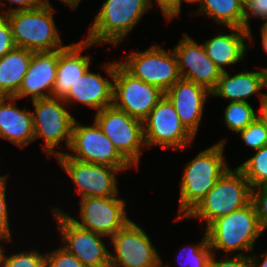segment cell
Segmentation results:
<instances>
[{"label": "cell", "instance_id": "1", "mask_svg": "<svg viewBox=\"0 0 267 267\" xmlns=\"http://www.w3.org/2000/svg\"><path fill=\"white\" fill-rule=\"evenodd\" d=\"M225 143L226 138L221 139L186 163L180 181L179 217L174 221L184 219L230 168L223 154Z\"/></svg>", "mask_w": 267, "mask_h": 267}, {"label": "cell", "instance_id": "2", "mask_svg": "<svg viewBox=\"0 0 267 267\" xmlns=\"http://www.w3.org/2000/svg\"><path fill=\"white\" fill-rule=\"evenodd\" d=\"M205 229L213 254H216V250H222L226 255L237 250L254 252V242L264 232L252 201L241 209L215 219Z\"/></svg>", "mask_w": 267, "mask_h": 267}, {"label": "cell", "instance_id": "3", "mask_svg": "<svg viewBox=\"0 0 267 267\" xmlns=\"http://www.w3.org/2000/svg\"><path fill=\"white\" fill-rule=\"evenodd\" d=\"M252 201V188L243 172L231 167L219 178L215 186L184 217L198 218L206 227L215 219L241 209Z\"/></svg>", "mask_w": 267, "mask_h": 267}, {"label": "cell", "instance_id": "4", "mask_svg": "<svg viewBox=\"0 0 267 267\" xmlns=\"http://www.w3.org/2000/svg\"><path fill=\"white\" fill-rule=\"evenodd\" d=\"M149 0H106L88 31V42L118 45L150 10Z\"/></svg>", "mask_w": 267, "mask_h": 267}, {"label": "cell", "instance_id": "5", "mask_svg": "<svg viewBox=\"0 0 267 267\" xmlns=\"http://www.w3.org/2000/svg\"><path fill=\"white\" fill-rule=\"evenodd\" d=\"M53 8L39 6L6 14L16 47L32 52H51L65 48L53 18Z\"/></svg>", "mask_w": 267, "mask_h": 267}, {"label": "cell", "instance_id": "6", "mask_svg": "<svg viewBox=\"0 0 267 267\" xmlns=\"http://www.w3.org/2000/svg\"><path fill=\"white\" fill-rule=\"evenodd\" d=\"M34 106L32 112L34 140L44 139V152L48 157L61 155L57 150L61 142L69 149L72 139V127L75 118L66 110L67 104L63 99L48 97L31 100Z\"/></svg>", "mask_w": 267, "mask_h": 267}, {"label": "cell", "instance_id": "7", "mask_svg": "<svg viewBox=\"0 0 267 267\" xmlns=\"http://www.w3.org/2000/svg\"><path fill=\"white\" fill-rule=\"evenodd\" d=\"M94 121L117 150L135 167H139L140 152L145 148L143 121L110 105L95 113ZM142 147V148H141Z\"/></svg>", "mask_w": 267, "mask_h": 267}, {"label": "cell", "instance_id": "8", "mask_svg": "<svg viewBox=\"0 0 267 267\" xmlns=\"http://www.w3.org/2000/svg\"><path fill=\"white\" fill-rule=\"evenodd\" d=\"M68 150L72 153L66 152V154L75 160L118 169L133 168V165L117 150L95 121L92 125L85 126L75 119Z\"/></svg>", "mask_w": 267, "mask_h": 267}, {"label": "cell", "instance_id": "9", "mask_svg": "<svg viewBox=\"0 0 267 267\" xmlns=\"http://www.w3.org/2000/svg\"><path fill=\"white\" fill-rule=\"evenodd\" d=\"M119 62L130 74L143 82L160 88L164 93L181 77L174 50L166 51L160 46L151 45L141 52L132 51Z\"/></svg>", "mask_w": 267, "mask_h": 267}, {"label": "cell", "instance_id": "10", "mask_svg": "<svg viewBox=\"0 0 267 267\" xmlns=\"http://www.w3.org/2000/svg\"><path fill=\"white\" fill-rule=\"evenodd\" d=\"M52 209L61 240L64 241L62 247L76 256L85 267H110V251L102 241L106 236L79 226L70 214L60 208Z\"/></svg>", "mask_w": 267, "mask_h": 267}, {"label": "cell", "instance_id": "11", "mask_svg": "<svg viewBox=\"0 0 267 267\" xmlns=\"http://www.w3.org/2000/svg\"><path fill=\"white\" fill-rule=\"evenodd\" d=\"M110 267H162V259L147 233L130 220L110 237Z\"/></svg>", "mask_w": 267, "mask_h": 267}, {"label": "cell", "instance_id": "12", "mask_svg": "<svg viewBox=\"0 0 267 267\" xmlns=\"http://www.w3.org/2000/svg\"><path fill=\"white\" fill-rule=\"evenodd\" d=\"M113 82V105L141 121L165 95L157 86L134 77L119 61H116Z\"/></svg>", "mask_w": 267, "mask_h": 267}, {"label": "cell", "instance_id": "13", "mask_svg": "<svg viewBox=\"0 0 267 267\" xmlns=\"http://www.w3.org/2000/svg\"><path fill=\"white\" fill-rule=\"evenodd\" d=\"M57 159L75 184L81 199L118 196L116 174L128 170L75 160L66 152L58 155Z\"/></svg>", "mask_w": 267, "mask_h": 267}, {"label": "cell", "instance_id": "14", "mask_svg": "<svg viewBox=\"0 0 267 267\" xmlns=\"http://www.w3.org/2000/svg\"><path fill=\"white\" fill-rule=\"evenodd\" d=\"M143 129L146 147L157 145L174 150L184 149L195 138L182 124L165 95L143 120Z\"/></svg>", "mask_w": 267, "mask_h": 267}, {"label": "cell", "instance_id": "15", "mask_svg": "<svg viewBox=\"0 0 267 267\" xmlns=\"http://www.w3.org/2000/svg\"><path fill=\"white\" fill-rule=\"evenodd\" d=\"M125 202L119 196L82 198L81 220L71 218L79 226L110 238L131 220L127 217Z\"/></svg>", "mask_w": 267, "mask_h": 267}, {"label": "cell", "instance_id": "16", "mask_svg": "<svg viewBox=\"0 0 267 267\" xmlns=\"http://www.w3.org/2000/svg\"><path fill=\"white\" fill-rule=\"evenodd\" d=\"M173 50L182 79L195 82L209 92L216 88L222 72L207 56L203 44H198L189 35L184 34Z\"/></svg>", "mask_w": 267, "mask_h": 267}, {"label": "cell", "instance_id": "17", "mask_svg": "<svg viewBox=\"0 0 267 267\" xmlns=\"http://www.w3.org/2000/svg\"><path fill=\"white\" fill-rule=\"evenodd\" d=\"M89 70L71 86L63 100L66 104H71L72 102L77 104L79 102L99 112L105 107L113 105V80L116 72V62L114 61L103 67L112 82L102 77V75L95 74Z\"/></svg>", "mask_w": 267, "mask_h": 267}, {"label": "cell", "instance_id": "18", "mask_svg": "<svg viewBox=\"0 0 267 267\" xmlns=\"http://www.w3.org/2000/svg\"><path fill=\"white\" fill-rule=\"evenodd\" d=\"M165 96L173 104L179 119L185 128L195 137L197 135L205 102L211 96L205 87L180 78Z\"/></svg>", "mask_w": 267, "mask_h": 267}, {"label": "cell", "instance_id": "19", "mask_svg": "<svg viewBox=\"0 0 267 267\" xmlns=\"http://www.w3.org/2000/svg\"><path fill=\"white\" fill-rule=\"evenodd\" d=\"M58 50L33 52L28 70L23 78L16 99L30 97L32 100L52 97L56 82Z\"/></svg>", "mask_w": 267, "mask_h": 267}, {"label": "cell", "instance_id": "20", "mask_svg": "<svg viewBox=\"0 0 267 267\" xmlns=\"http://www.w3.org/2000/svg\"><path fill=\"white\" fill-rule=\"evenodd\" d=\"M94 45L84 39L58 50L57 75L52 97L63 99L71 86L90 68V55L81 53Z\"/></svg>", "mask_w": 267, "mask_h": 267}, {"label": "cell", "instance_id": "21", "mask_svg": "<svg viewBox=\"0 0 267 267\" xmlns=\"http://www.w3.org/2000/svg\"><path fill=\"white\" fill-rule=\"evenodd\" d=\"M15 97H0V137L19 148L34 141L32 112L17 107Z\"/></svg>", "mask_w": 267, "mask_h": 267}, {"label": "cell", "instance_id": "22", "mask_svg": "<svg viewBox=\"0 0 267 267\" xmlns=\"http://www.w3.org/2000/svg\"><path fill=\"white\" fill-rule=\"evenodd\" d=\"M262 88L267 89V69L259 71L239 72L231 76L227 71L222 72L216 88L211 92L212 96H217L230 102H247L248 98L257 93L261 99Z\"/></svg>", "mask_w": 267, "mask_h": 267}, {"label": "cell", "instance_id": "23", "mask_svg": "<svg viewBox=\"0 0 267 267\" xmlns=\"http://www.w3.org/2000/svg\"><path fill=\"white\" fill-rule=\"evenodd\" d=\"M231 33L217 34L203 43L207 56L215 63L221 72H225V66L237 64L245 57V52L251 45L250 32L244 28L229 27ZM224 66V67H223Z\"/></svg>", "mask_w": 267, "mask_h": 267}, {"label": "cell", "instance_id": "24", "mask_svg": "<svg viewBox=\"0 0 267 267\" xmlns=\"http://www.w3.org/2000/svg\"><path fill=\"white\" fill-rule=\"evenodd\" d=\"M32 56V51L15 47L0 58V97L17 95Z\"/></svg>", "mask_w": 267, "mask_h": 267}, {"label": "cell", "instance_id": "25", "mask_svg": "<svg viewBox=\"0 0 267 267\" xmlns=\"http://www.w3.org/2000/svg\"><path fill=\"white\" fill-rule=\"evenodd\" d=\"M198 11L225 28H244V2L242 0H201Z\"/></svg>", "mask_w": 267, "mask_h": 267}, {"label": "cell", "instance_id": "26", "mask_svg": "<svg viewBox=\"0 0 267 267\" xmlns=\"http://www.w3.org/2000/svg\"><path fill=\"white\" fill-rule=\"evenodd\" d=\"M181 256L186 259L181 258ZM213 256V250L208 243V236L205 231L202 240L198 244L188 245L179 250L178 260L182 267H209L211 258ZM181 259L183 261H181ZM186 262V263H184ZM162 267H170L169 265H163Z\"/></svg>", "mask_w": 267, "mask_h": 267}, {"label": "cell", "instance_id": "27", "mask_svg": "<svg viewBox=\"0 0 267 267\" xmlns=\"http://www.w3.org/2000/svg\"><path fill=\"white\" fill-rule=\"evenodd\" d=\"M237 167L243 172L252 189L267 185V145L256 150L252 157Z\"/></svg>", "mask_w": 267, "mask_h": 267}, {"label": "cell", "instance_id": "28", "mask_svg": "<svg viewBox=\"0 0 267 267\" xmlns=\"http://www.w3.org/2000/svg\"><path fill=\"white\" fill-rule=\"evenodd\" d=\"M248 102H229L224 111V122L228 129L238 133L257 118Z\"/></svg>", "mask_w": 267, "mask_h": 267}, {"label": "cell", "instance_id": "29", "mask_svg": "<svg viewBox=\"0 0 267 267\" xmlns=\"http://www.w3.org/2000/svg\"><path fill=\"white\" fill-rule=\"evenodd\" d=\"M0 264L1 267H46V254L30 250L6 256L2 252Z\"/></svg>", "mask_w": 267, "mask_h": 267}, {"label": "cell", "instance_id": "30", "mask_svg": "<svg viewBox=\"0 0 267 267\" xmlns=\"http://www.w3.org/2000/svg\"><path fill=\"white\" fill-rule=\"evenodd\" d=\"M238 133L246 146L254 151L267 145V126L258 118Z\"/></svg>", "mask_w": 267, "mask_h": 267}, {"label": "cell", "instance_id": "31", "mask_svg": "<svg viewBox=\"0 0 267 267\" xmlns=\"http://www.w3.org/2000/svg\"><path fill=\"white\" fill-rule=\"evenodd\" d=\"M46 267H85L83 263L64 247L46 252Z\"/></svg>", "mask_w": 267, "mask_h": 267}, {"label": "cell", "instance_id": "32", "mask_svg": "<svg viewBox=\"0 0 267 267\" xmlns=\"http://www.w3.org/2000/svg\"><path fill=\"white\" fill-rule=\"evenodd\" d=\"M254 16L262 20L263 24H267V0H246L244 2V29L250 32V41L252 39V32L250 29L249 18Z\"/></svg>", "mask_w": 267, "mask_h": 267}, {"label": "cell", "instance_id": "33", "mask_svg": "<svg viewBox=\"0 0 267 267\" xmlns=\"http://www.w3.org/2000/svg\"><path fill=\"white\" fill-rule=\"evenodd\" d=\"M252 202L256 208L260 226L265 232L267 229V185L252 189Z\"/></svg>", "mask_w": 267, "mask_h": 267}, {"label": "cell", "instance_id": "34", "mask_svg": "<svg viewBox=\"0 0 267 267\" xmlns=\"http://www.w3.org/2000/svg\"><path fill=\"white\" fill-rule=\"evenodd\" d=\"M209 267H253L252 260L250 255H245V252L243 253H236L232 257V255L223 256V259L216 260L215 254H213Z\"/></svg>", "mask_w": 267, "mask_h": 267}, {"label": "cell", "instance_id": "35", "mask_svg": "<svg viewBox=\"0 0 267 267\" xmlns=\"http://www.w3.org/2000/svg\"><path fill=\"white\" fill-rule=\"evenodd\" d=\"M15 47L11 24L5 16H0V58Z\"/></svg>", "mask_w": 267, "mask_h": 267}, {"label": "cell", "instance_id": "36", "mask_svg": "<svg viewBox=\"0 0 267 267\" xmlns=\"http://www.w3.org/2000/svg\"><path fill=\"white\" fill-rule=\"evenodd\" d=\"M7 178L4 181H0V232L3 233L9 240L12 239L10 224L8 219V209L6 201V187Z\"/></svg>", "mask_w": 267, "mask_h": 267}, {"label": "cell", "instance_id": "37", "mask_svg": "<svg viewBox=\"0 0 267 267\" xmlns=\"http://www.w3.org/2000/svg\"><path fill=\"white\" fill-rule=\"evenodd\" d=\"M151 6L153 1L149 0ZM158 7L161 9L166 20H173L181 13L182 0H156Z\"/></svg>", "mask_w": 267, "mask_h": 267}, {"label": "cell", "instance_id": "38", "mask_svg": "<svg viewBox=\"0 0 267 267\" xmlns=\"http://www.w3.org/2000/svg\"><path fill=\"white\" fill-rule=\"evenodd\" d=\"M7 1L17 4L18 7L12 8L11 3H10L9 9H7V11L1 12L0 10V16H5L6 14L16 12V11L30 10V9H34L40 6L38 0H7ZM0 3H1V0H0Z\"/></svg>", "mask_w": 267, "mask_h": 267}, {"label": "cell", "instance_id": "39", "mask_svg": "<svg viewBox=\"0 0 267 267\" xmlns=\"http://www.w3.org/2000/svg\"><path fill=\"white\" fill-rule=\"evenodd\" d=\"M260 112L257 118L267 126V93H264L260 99Z\"/></svg>", "mask_w": 267, "mask_h": 267}, {"label": "cell", "instance_id": "40", "mask_svg": "<svg viewBox=\"0 0 267 267\" xmlns=\"http://www.w3.org/2000/svg\"><path fill=\"white\" fill-rule=\"evenodd\" d=\"M39 5L45 8H53L52 5H50L49 0H38ZM61 2L68 5L71 9L75 10L77 8L78 4L81 0H60Z\"/></svg>", "mask_w": 267, "mask_h": 267}, {"label": "cell", "instance_id": "41", "mask_svg": "<svg viewBox=\"0 0 267 267\" xmlns=\"http://www.w3.org/2000/svg\"><path fill=\"white\" fill-rule=\"evenodd\" d=\"M255 256H251V260H252V264L253 267H267V252H263V254L260 256L262 257L264 260L261 261V263L259 262V256H256V254H254Z\"/></svg>", "mask_w": 267, "mask_h": 267}, {"label": "cell", "instance_id": "42", "mask_svg": "<svg viewBox=\"0 0 267 267\" xmlns=\"http://www.w3.org/2000/svg\"><path fill=\"white\" fill-rule=\"evenodd\" d=\"M262 27L260 28L261 32V39H262V46L265 52L267 53V24H262ZM267 69V68H266Z\"/></svg>", "mask_w": 267, "mask_h": 267}, {"label": "cell", "instance_id": "43", "mask_svg": "<svg viewBox=\"0 0 267 267\" xmlns=\"http://www.w3.org/2000/svg\"><path fill=\"white\" fill-rule=\"evenodd\" d=\"M0 240L4 241V242H13L12 239H8L3 233L0 232ZM3 245L1 246L0 245V261H1V255H2V252H3Z\"/></svg>", "mask_w": 267, "mask_h": 267}, {"label": "cell", "instance_id": "44", "mask_svg": "<svg viewBox=\"0 0 267 267\" xmlns=\"http://www.w3.org/2000/svg\"><path fill=\"white\" fill-rule=\"evenodd\" d=\"M185 2H191V3H196V2H198V3H200L201 2V0H184Z\"/></svg>", "mask_w": 267, "mask_h": 267}, {"label": "cell", "instance_id": "45", "mask_svg": "<svg viewBox=\"0 0 267 267\" xmlns=\"http://www.w3.org/2000/svg\"><path fill=\"white\" fill-rule=\"evenodd\" d=\"M0 161H1V158H0ZM7 176H9V175L8 174L4 175V176L0 175V181H4L7 178Z\"/></svg>", "mask_w": 267, "mask_h": 267}]
</instances>
